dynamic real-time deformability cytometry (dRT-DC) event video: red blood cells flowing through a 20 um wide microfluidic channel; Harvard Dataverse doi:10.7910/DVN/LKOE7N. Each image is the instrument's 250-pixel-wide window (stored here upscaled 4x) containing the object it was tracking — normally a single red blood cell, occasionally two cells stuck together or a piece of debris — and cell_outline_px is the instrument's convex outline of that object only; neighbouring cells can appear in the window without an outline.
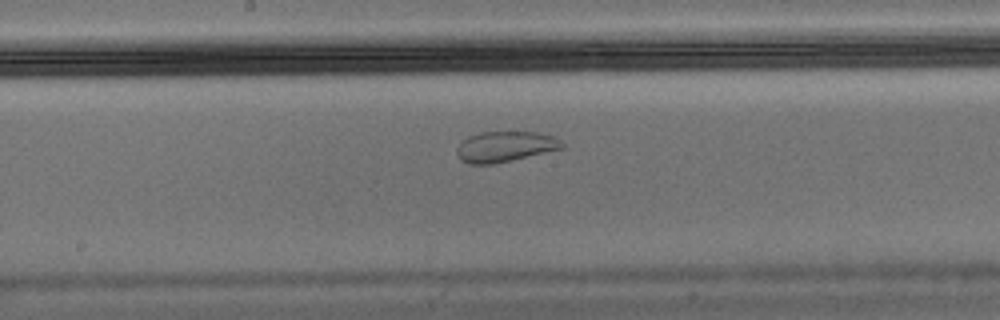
{"species": "Egyptian fruit bat (a non-hibernating species)", "species_latin": "Rousettus aegyptiacus", "temperature_condition": "warm", "stored_images_in_passage": 41, "camera_frame_rate_fps": 3000, "um_per_image_px": 0.085, "animal": {"sex": "male"}, "frame": {"image": 1, "passage_image": 15, "time_ms": 4.667, "image_size_px": [1000, 320], "cell_outline_px": [[564, 148], [492, 164], [468, 164], [460, 160], [456, 152], [456, 148], [468, 136], [480, 132], [536, 132], [552, 136], [560, 140], [564, 144]], "centroid_in_image_um": [42.9, 12.46], "position_along_channel_um": 205.3, "area_um2": 18.55}}
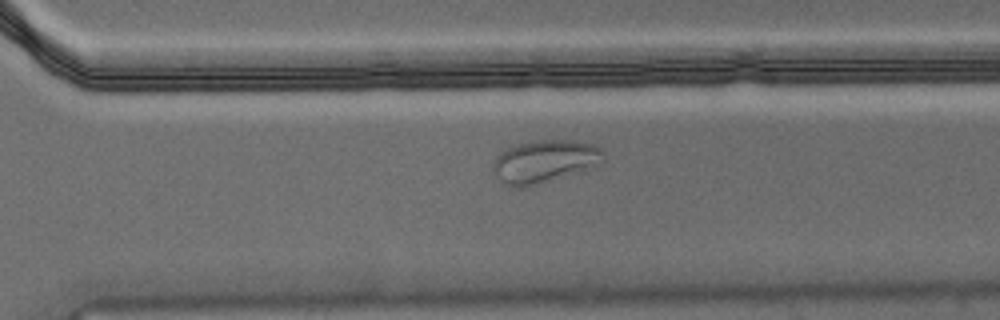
{"frame": {"image": 2, "passage_image": 25, "time_ms": 8.0, "image_size_px": [1000, 320], "cell_outline_px": [[604, 160], [600, 164], [524, 188], [520, 188], [508, 184], [500, 180], [492, 168], [492, 164], [500, 148], [532, 140], [576, 140], [592, 144], [600, 148], [604, 152]], "centroid_in_image_um": [46.24, 13.67], "position_along_channel_um": 324.4, "area_um2": 27.46}}
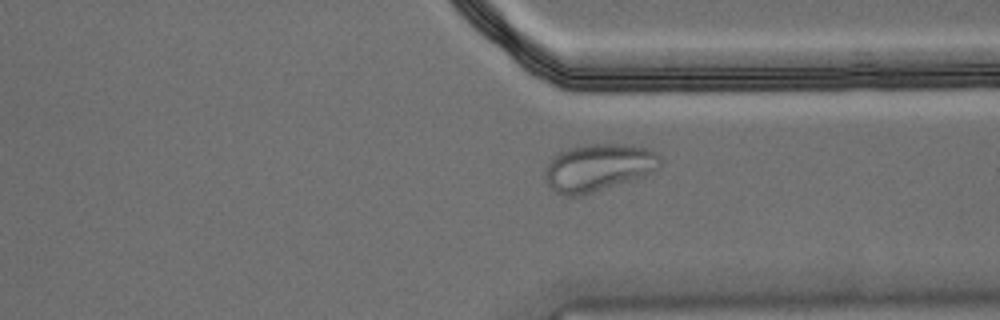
{"frame": {"image": 3, "passage_image": 28, "time_ms": 9.0, "image_size_px": [1000, 320], "cell_outline_px": [[664, 160], [660, 168], [644, 176], [632, 180], [592, 192], [576, 196], [564, 196], [556, 192], [544, 180], [544, 172], [548, 160], [560, 152], [568, 148], [588, 144], [616, 144], [648, 148], [656, 152]], "centroid_in_image_um": [50.87, 14.23], "position_along_channel_um": 360.5, "area_um2": 31.91}, "authors_computed_cell_mechanics": {"area_um2": 26.8192, "velocity_mm_per_s": 3.5953, "shape_relaxation_time_tau1_ms": null, "shape_relaxation_time_tau2_ms": 0.9839, "deformation_change_tau1": null, "deformation_change_tau2": 0.0568}}